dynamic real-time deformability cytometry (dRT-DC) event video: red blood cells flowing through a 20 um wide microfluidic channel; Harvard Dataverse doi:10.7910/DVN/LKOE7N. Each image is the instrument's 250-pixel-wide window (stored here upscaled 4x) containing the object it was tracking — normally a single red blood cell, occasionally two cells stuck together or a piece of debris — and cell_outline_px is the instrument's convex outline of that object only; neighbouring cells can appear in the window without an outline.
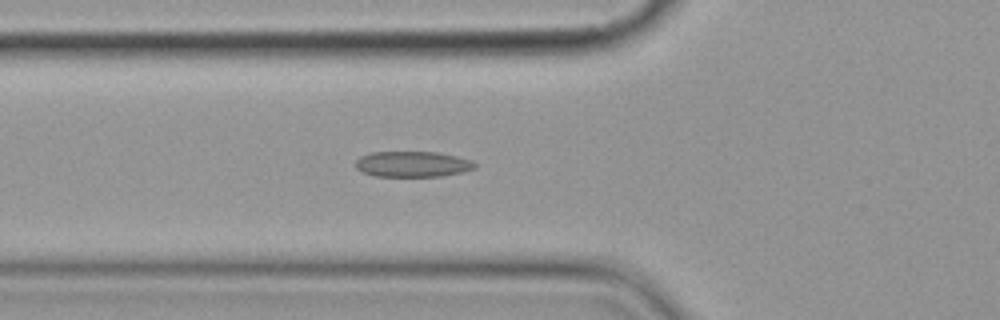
{"species": "common noctule bat (a hibernating species)", "species_latin": "Nyctalus noctula", "temperature_condition": "cold", "stored_images_in_passage": 6, "camera_frame_rate_fps": 3000, "um_per_image_px": 0.085, "animal": {"sex": "female", "body_mass_g": 19.9}, "frame": {"image": 1, "passage_image": 6, "time_ms": 6.667, "image_size_px": [1000, 320], "cell_outline_px": [[476, 168], [464, 172], [440, 176], [376, 176], [360, 172], [356, 168], [356, 160], [360, 156], [372, 152], [436, 152], [456, 156], [472, 160], [476, 164]], "centroid_in_image_um": [35.07, 13.95], "position_along_channel_um": 90.7, "area_um2": 17.92}}